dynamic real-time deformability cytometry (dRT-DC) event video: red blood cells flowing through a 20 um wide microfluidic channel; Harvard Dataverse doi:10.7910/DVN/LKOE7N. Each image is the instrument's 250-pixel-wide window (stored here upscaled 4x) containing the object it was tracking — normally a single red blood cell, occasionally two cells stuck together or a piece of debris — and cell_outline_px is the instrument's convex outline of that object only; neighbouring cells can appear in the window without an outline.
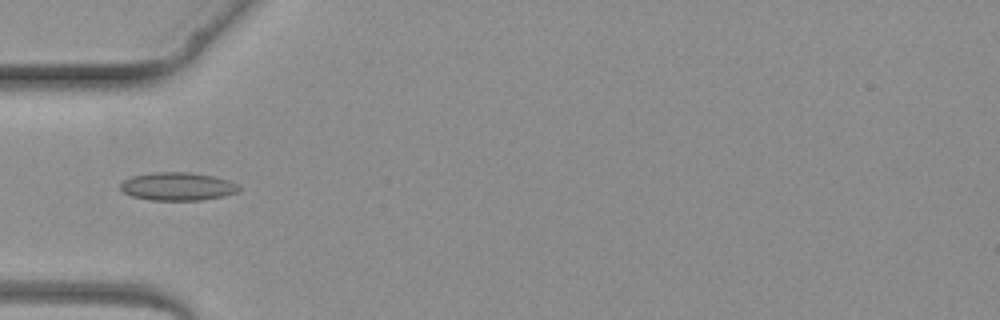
{"species": "common noctule bat (a hibernating species)", "species_latin": "Nyctalus noctula", "temperature_condition": "warm", "stored_images_in_passage": 3, "camera_frame_rate_fps": 3000, "um_per_image_px": 0.085, "animal": {"sex": "female", "body_mass_g": 19.3, "forearm_length_mm": 54.1}, "frame": {"image": 1, "passage_image": 2, "time_ms": 1.333, "image_size_px": [1000, 320], "cell_outline_px": [[240, 188], [236, 192], [224, 196], [200, 200], [148, 200], [132, 196], [124, 192], [120, 188], [120, 184], [124, 180], [132, 176], [152, 172], [188, 172], [212, 176], [228, 180], [236, 184]], "centroid_in_image_um": [15.06, 15.85], "position_along_channel_um": 69.9, "area_um2": 19.31}}
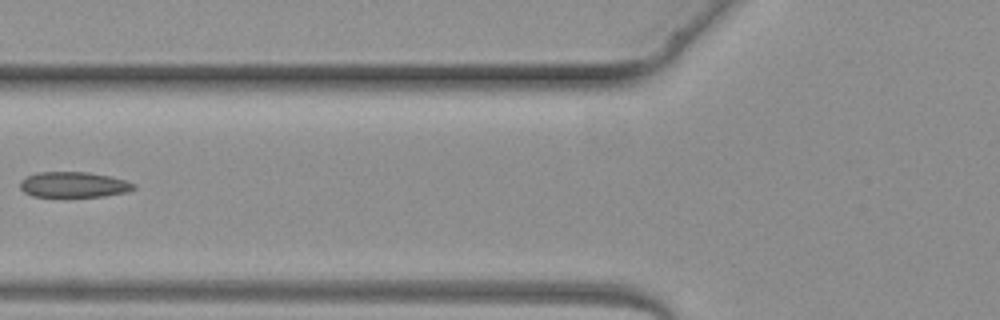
{"frame": {"image": 2, "passage_image": 3, "time_ms": 2.333, "image_size_px": [1000, 320], "cell_outline_px": [[136, 188], [128, 192], [104, 196], [32, 196], [24, 192], [20, 188], [20, 180], [36, 172], [88, 172], [108, 176], [124, 180], [136, 184]], "centroid_in_image_um": [6.26, 15.69], "position_along_channel_um": 119.5, "area_um2": 16.82}}